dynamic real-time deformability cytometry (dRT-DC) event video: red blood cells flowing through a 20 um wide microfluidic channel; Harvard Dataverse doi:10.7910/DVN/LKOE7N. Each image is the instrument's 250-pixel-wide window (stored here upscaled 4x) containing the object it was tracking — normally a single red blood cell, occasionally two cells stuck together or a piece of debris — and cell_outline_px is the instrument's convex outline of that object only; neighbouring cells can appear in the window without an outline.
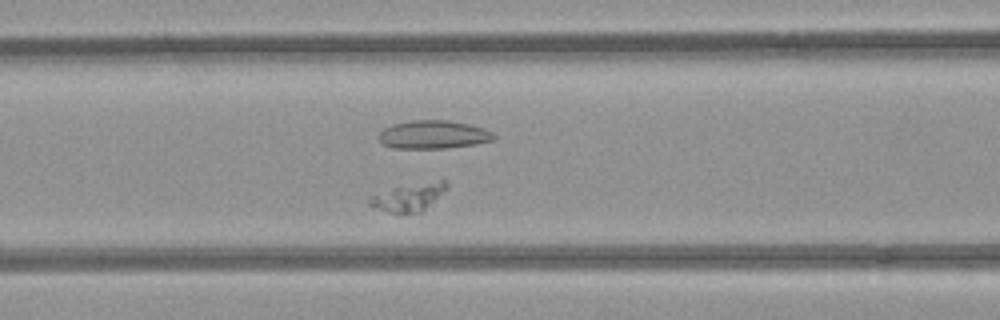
{"species": "common noctule bat (a hibernating species)", "species_latin": "Nyctalus noctula", "temperature_condition": "room temperature", "stored_images_in_passage": 48, "camera_frame_rate_fps": 3000, "um_per_image_px": 0.085, "animal": {"sex": "female", "body_mass_g": 21.9}, "frame": {"image": 1, "passage_image": 22, "time_ms": 7.0, "image_size_px": [1000, 320], "cell_outline_px": [[448, 188], [420, 212], [388, 212], [372, 208], [368, 204], [368, 196], [396, 188], [440, 180], [444, 180], [448, 184]], "centroid_in_image_um": [34.68, 16.78], "position_along_channel_um": 131.9, "area_um2": 11.91}}
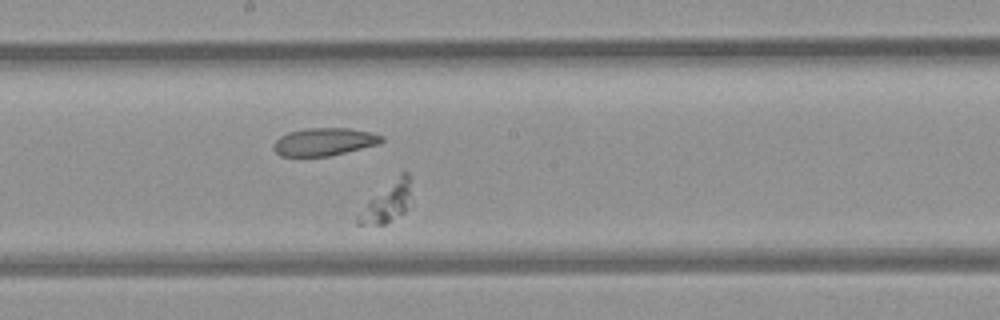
{"frame": {"image": 2, "passage_image": 29, "time_ms": 9.333, "image_size_px": [1000, 320], "cell_outline_px": [[408, 192], [404, 212], [384, 224], [356, 224], [356, 216], [368, 200], [400, 172], [408, 172]], "centroid_in_image_um": [32.8, 17.19], "position_along_channel_um": 215.4, "area_um2": 11.68}}
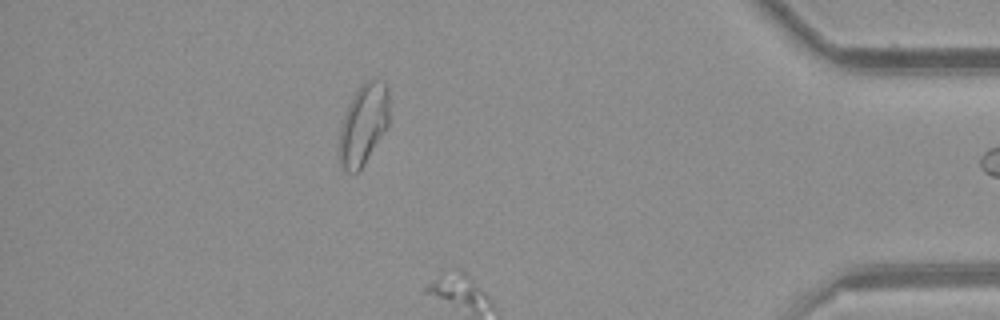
{"frame": {"image": 3, "passage_image": 47, "time_ms": 15.333, "image_size_px": [1000, 320], "cell_outline_px": [[388, 124], [360, 168], [356, 172], [348, 172], [340, 164], [340, 128], [348, 104], [360, 84], [364, 80], [376, 80], [384, 84], [388, 88]], "centroid_in_image_um": [30.87, 10.52], "position_along_channel_um": 404.3, "area_um2": 22.72}}